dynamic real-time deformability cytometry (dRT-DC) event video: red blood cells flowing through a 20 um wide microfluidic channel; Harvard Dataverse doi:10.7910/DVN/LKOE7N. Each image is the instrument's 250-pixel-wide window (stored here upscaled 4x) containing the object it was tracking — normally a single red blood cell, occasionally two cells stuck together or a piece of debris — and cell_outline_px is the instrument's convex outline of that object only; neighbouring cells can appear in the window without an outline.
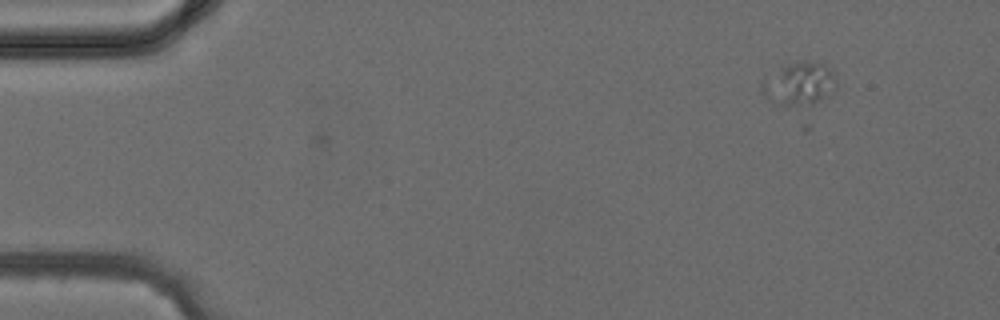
{"species": "common noctule bat (a hibernating species)", "species_latin": "Nyctalus noctula", "temperature_condition": "cold", "stored_images_in_passage": 3, "camera_frame_rate_fps": 3000, "um_per_image_px": 0.085, "animal": {"sex": "female", "body_mass_g": 24.6, "forearm_length_mm": 56.2}, "frame": {"image": 1, "passage_image": 2, "time_ms": 0.333, "image_size_px": [1000, 320], "cell_outline_px": [[836, 84], [828, 96], [812, 104], [780, 104], [772, 100], [760, 88], [760, 80], [784, 64], [796, 60], [804, 60], [824, 64], [836, 76]], "centroid_in_image_um": [67.92, 7.05], "position_along_channel_um": 17.1, "area_um2": 18.5}}